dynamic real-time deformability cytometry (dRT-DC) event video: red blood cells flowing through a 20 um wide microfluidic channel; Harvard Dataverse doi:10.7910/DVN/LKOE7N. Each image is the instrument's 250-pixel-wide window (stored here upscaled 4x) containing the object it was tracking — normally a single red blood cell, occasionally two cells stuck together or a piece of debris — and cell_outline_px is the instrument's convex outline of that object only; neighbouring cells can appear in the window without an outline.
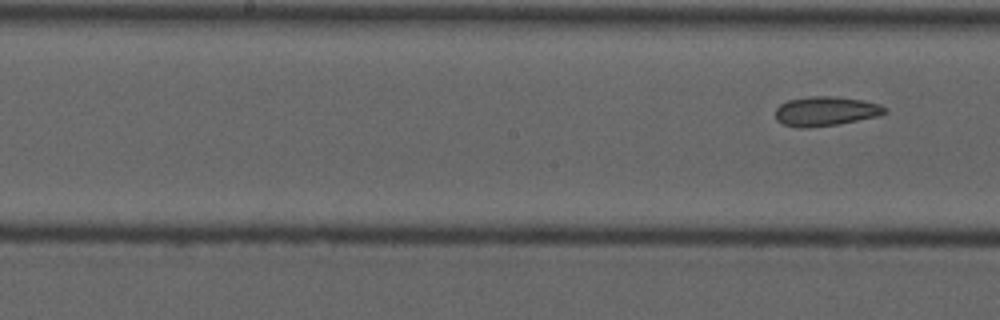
{"species": "common noctule bat (a hibernating species)", "species_latin": "Nyctalus noctula", "temperature_condition": "cold", "stored_images_in_passage": 8, "segment_of_instrument_passage": [2, 2], "camera_frame_rate_fps": 3000, "um_per_image_px": 0.085, "animal": {"sex": "male", "forearm_length_mm": 52.5}, "frame": {"image": 1, "passage_image": 8, "time_ms": 9.333, "image_size_px": [1000, 320], "cell_outline_px": [[888, 112], [876, 116], [836, 124], [808, 128], [800, 128], [784, 124], [776, 120], [776, 108], [780, 104], [788, 100], [812, 96], [832, 96], [864, 100], [888, 108]], "centroid_in_image_um": [70.16, 9.45], "position_along_channel_um": 178.0, "area_um2": 18.55}}